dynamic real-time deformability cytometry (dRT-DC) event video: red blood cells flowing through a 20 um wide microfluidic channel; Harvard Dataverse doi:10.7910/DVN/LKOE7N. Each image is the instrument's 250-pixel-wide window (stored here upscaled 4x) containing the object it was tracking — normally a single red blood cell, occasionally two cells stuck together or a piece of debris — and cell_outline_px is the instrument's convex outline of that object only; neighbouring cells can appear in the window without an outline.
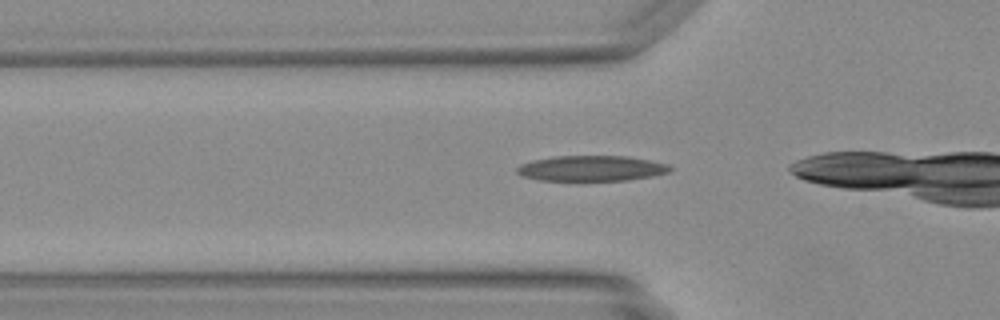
{"species": "Egyptian fruit bat (a non-hibernating species)", "species_latin": "Rousettus aegyptiacus", "temperature_condition": "warm", "stored_images_in_passage": 29, "camera_frame_rate_fps": 3000, "um_per_image_px": 0.085, "animal": {"sex": "female"}, "frame": {"image": 1, "passage_image": 8, "time_ms": 2.333, "image_size_px": [1000, 320], "cell_outline_px": [[672, 168], [668, 172], [652, 176], [628, 180], [576, 184], [540, 180], [520, 176], [516, 172], [516, 168], [520, 164], [532, 160], [556, 156], [628, 156], [668, 164]], "centroid_in_image_um": [50.19, 14.36], "position_along_channel_um": 75.6, "area_um2": 23.93}}